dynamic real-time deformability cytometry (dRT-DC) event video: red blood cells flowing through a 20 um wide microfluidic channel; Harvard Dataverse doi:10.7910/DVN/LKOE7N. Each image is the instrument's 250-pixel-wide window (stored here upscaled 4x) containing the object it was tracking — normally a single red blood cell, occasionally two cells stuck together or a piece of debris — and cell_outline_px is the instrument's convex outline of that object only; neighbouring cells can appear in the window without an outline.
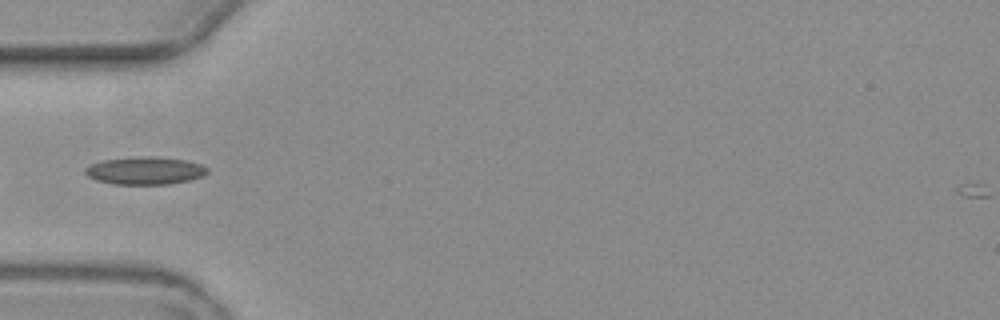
{"species": "common noctule bat (a hibernating species)", "species_latin": "Nyctalus noctula", "temperature_condition": "warm", "stored_images_in_passage": 14, "camera_frame_rate_fps": 3000, "um_per_image_px": 0.085, "animal": {"sex": "female", "body_mass_g": 19.3, "forearm_length_mm": 54.1}, "frame": {"image": 1, "passage_image": 4, "time_ms": 4.667, "image_size_px": [1000, 320], "cell_outline_px": [[208, 172], [204, 176], [188, 180], [168, 184], [112, 184], [96, 180], [88, 176], [84, 172], [84, 168], [88, 164], [100, 160], [144, 156], [160, 156], [184, 160], [200, 164], [208, 168]], "centroid_in_image_um": [12.29, 14.49], "position_along_channel_um": 72.7, "area_um2": 19.88}}
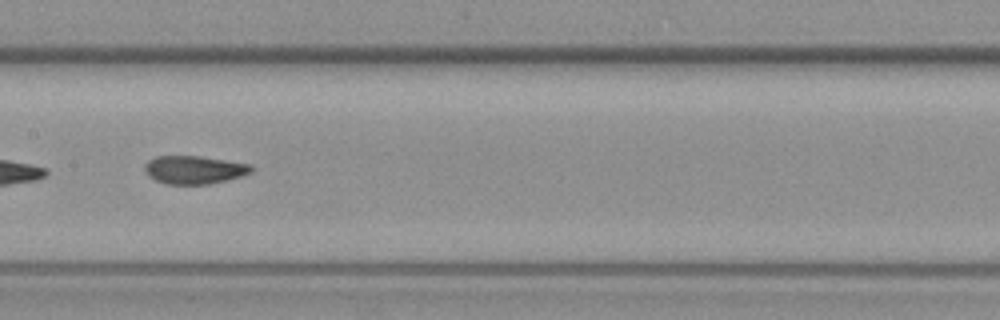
{"frame": {"image": 2, "passage_image": 7, "time_ms": 8.0, "image_size_px": [1000, 320], "cell_outline_px": [[252, 172], [228, 180], [208, 184], [164, 184], [148, 176], [144, 172], [144, 164], [148, 160], [156, 156], [200, 156], [252, 164]], "centroid_in_image_um": [16.48, 14.43], "position_along_channel_um": 190.9, "area_um2": 17.63}}
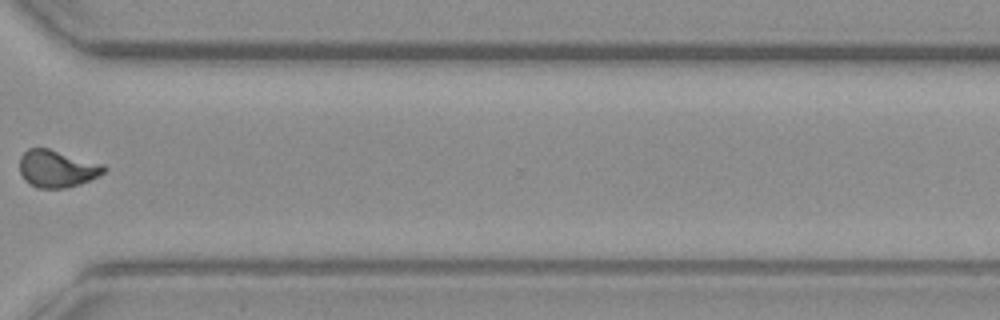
{"frame": {"image": 3, "passage_image": 11, "time_ms": 13.0, "image_size_px": [1000, 320], "cell_outline_px": [[108, 168], [104, 172], [80, 184], [64, 188], [36, 188], [28, 184], [24, 180], [20, 172], [20, 156], [28, 148], [48, 148], [104, 164]], "centroid_in_image_um": [4.82, 14.34], "position_along_channel_um": 365.8, "area_um2": 18.32}, "authors_computed_cell_mechanics": {"area_um2": 18.3515, "velocity_mm_per_s": 3.5108, "shape_relaxation_time_tau1_ms": null, "shape_relaxation_time_tau2_ms": 1.2902, "deformation_change_tau1": null, "deformation_change_tau2": 0.0753}}